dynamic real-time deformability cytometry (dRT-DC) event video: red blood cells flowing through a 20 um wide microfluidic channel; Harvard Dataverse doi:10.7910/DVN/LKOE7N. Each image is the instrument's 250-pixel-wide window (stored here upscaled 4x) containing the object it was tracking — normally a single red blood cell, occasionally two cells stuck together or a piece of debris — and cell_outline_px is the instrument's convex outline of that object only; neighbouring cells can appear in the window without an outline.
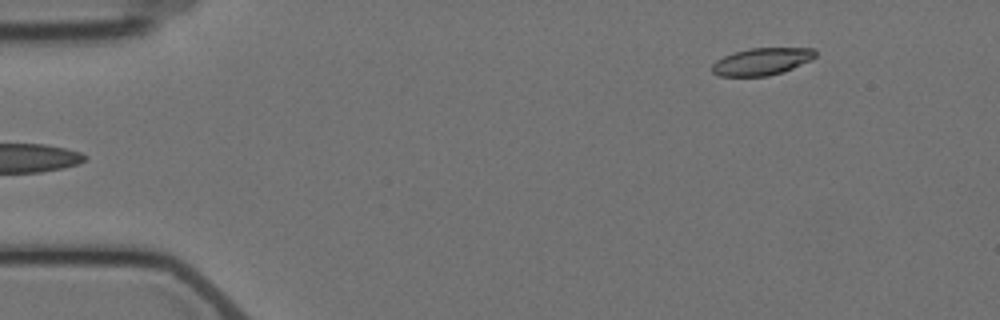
{"species": "Egyptian fruit bat (a non-hibernating species)", "species_latin": "Rousettus aegyptiacus", "temperature_condition": "cold", "stored_images_in_passage": 5, "segment_of_instrument_passage": [2, 2], "camera_frame_rate_fps": 3000, "um_per_image_px": 0.085, "animal": {"sex": "female"}, "frame": {"image": 1, "passage_image": 5, "time_ms": 5.667, "image_size_px": [1000, 320], "cell_outline_px": [[816, 56], [812, 60], [784, 72], [768, 76], [720, 76], [712, 72], [712, 64], [716, 60], [732, 52], [752, 48], [816, 48]], "centroid_in_image_um": [64.77, 5.23], "position_along_channel_um": 20.2, "area_um2": 16.53}}